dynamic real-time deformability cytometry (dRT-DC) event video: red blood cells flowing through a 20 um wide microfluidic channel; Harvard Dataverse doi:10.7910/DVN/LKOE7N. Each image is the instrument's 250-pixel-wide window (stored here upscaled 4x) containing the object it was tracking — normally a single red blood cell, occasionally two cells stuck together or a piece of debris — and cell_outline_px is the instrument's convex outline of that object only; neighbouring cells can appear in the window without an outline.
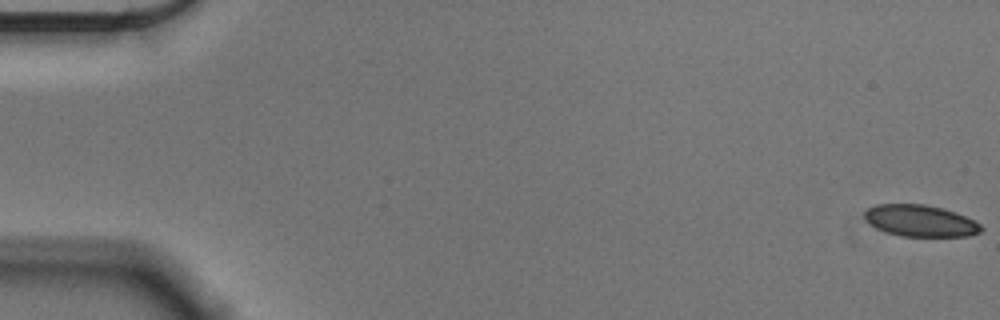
{"species": "Egyptian fruit bat (a non-hibernating species)", "species_latin": "Rousettus aegyptiacus", "temperature_condition": "cold", "stored_images_in_passage": 56, "camera_frame_rate_fps": 3000, "um_per_image_px": 0.085, "animal": {"sex": "male"}, "frame": {"image": 1, "passage_image": 1, "time_ms": 0.0, "image_size_px": [1000, 320], "cell_outline_px": [[984, 228], [980, 232], [968, 236], [900, 236], [876, 228], [864, 220], [864, 212], [868, 208], [876, 204], [924, 204], [944, 208], [956, 212], [980, 224]], "centroid_in_image_um": [78.21, 18.76], "position_along_channel_um": 6.8, "area_um2": 21.5}}
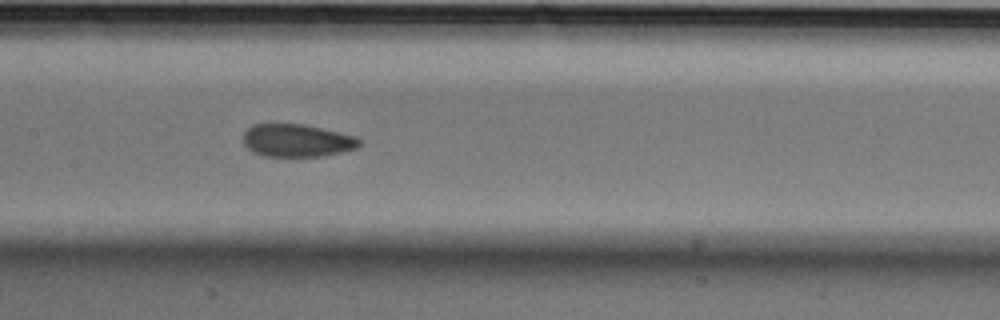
{"frame": {"image": 2, "passage_image": 28, "time_ms": 9.0, "image_size_px": [1000, 320], "cell_outline_px": [[360, 144], [356, 148], [324, 156], [264, 156], [252, 152], [244, 144], [244, 132], [252, 124], [304, 124], [356, 136], [360, 140]], "centroid_in_image_um": [25.22, 11.94], "position_along_channel_um": 182.2, "area_um2": 22.08}}
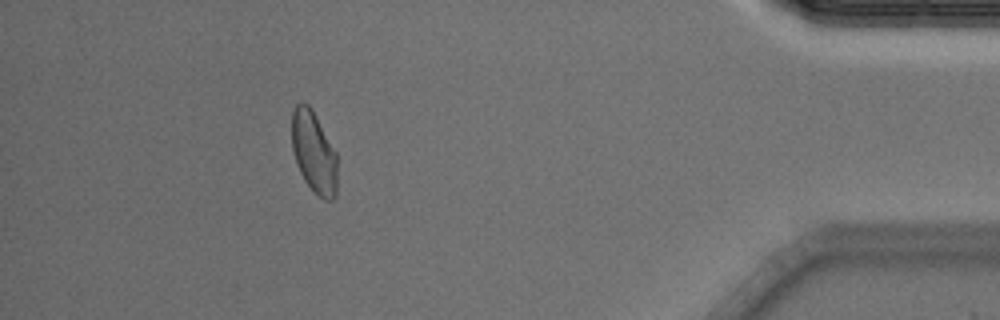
{"frame": {"image": 3, "passage_image": 51, "time_ms": 16.667, "image_size_px": [1000, 320], "cell_outline_px": [[336, 196], [332, 200], [324, 200], [304, 180], [300, 172], [292, 148], [292, 112], [296, 104], [308, 104], [312, 108], [336, 152]], "centroid_in_image_um": [26.68, 12.92], "position_along_channel_um": 408.5, "area_um2": 21.33}, "authors_computed_cell_mechanics": {"area_um2": 22.5998, "velocity_mm_per_s": 3.6056, "shape_relaxation_time_tau1_ms": 6.0714, "shape_relaxation_time_tau2_ms": 1.5325, "deformation_change_tau1": 0.115, "deformation_change_tau2": 0.0621}}